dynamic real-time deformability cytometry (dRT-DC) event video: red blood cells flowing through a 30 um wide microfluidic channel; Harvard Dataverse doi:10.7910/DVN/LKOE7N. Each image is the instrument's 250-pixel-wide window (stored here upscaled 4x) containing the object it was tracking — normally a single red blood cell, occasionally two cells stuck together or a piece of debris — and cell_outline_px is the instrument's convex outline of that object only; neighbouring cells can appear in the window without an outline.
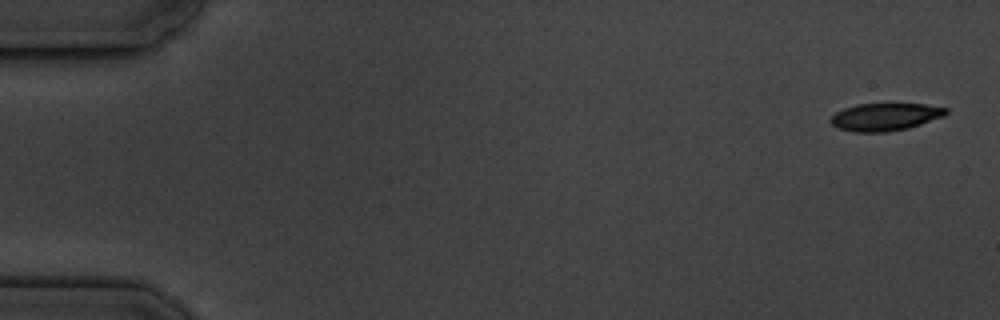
{"species": "common noctule bat (a hibernating species)", "species_latin": "Nyctalus noctula", "temperature_condition": "cold", "stored_images_in_passage": 3, "camera_frame_rate_fps": 3000, "um_per_image_px": 0.085, "animal": {"sex": "male", "body_mass_g": 19.5, "forearm_length_mm": 54.6}, "frame": {"image": 1, "passage_image": 1, "time_ms": 0.0, "image_size_px": [1000, 320], "cell_outline_px": [[948, 112], [944, 116], [908, 128], [888, 132], [856, 132], [840, 128], [832, 124], [828, 120], [836, 112], [844, 108], [856, 104], [924, 104], [948, 108]], "centroid_in_image_um": [75.24, 9.93], "position_along_channel_um": 9.8, "area_um2": 18.44}}